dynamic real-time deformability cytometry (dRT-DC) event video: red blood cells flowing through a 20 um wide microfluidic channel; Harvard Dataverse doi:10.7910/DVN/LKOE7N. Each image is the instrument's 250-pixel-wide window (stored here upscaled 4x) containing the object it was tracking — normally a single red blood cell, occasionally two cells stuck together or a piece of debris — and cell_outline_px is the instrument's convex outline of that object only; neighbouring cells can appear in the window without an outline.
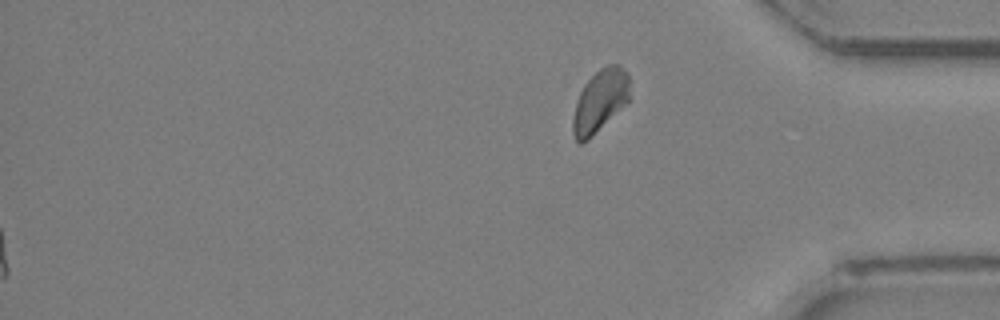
{"species": "Egyptian fruit bat (a non-hibernating species)", "species_latin": "Rousettus aegyptiacus", "temperature_condition": "room temperature", "stored_images_in_passage": 28, "segment_of_instrument_passage": [2, 2], "camera_frame_rate_fps": 3000, "um_per_image_px": 0.085, "animal": {"sex": "female"}, "frame": {"image": 1, "passage_image": 28, "time_ms": 9.0, "image_size_px": [1000, 320], "cell_outline_px": [[628, 104], [588, 140], [580, 144], [576, 140], [572, 132], [572, 120], [576, 104], [580, 92], [584, 84], [600, 68], [608, 64], [620, 64], [628, 72]], "centroid_in_image_um": [51.01, 8.59], "position_along_channel_um": 384.2, "area_um2": 20.81}}